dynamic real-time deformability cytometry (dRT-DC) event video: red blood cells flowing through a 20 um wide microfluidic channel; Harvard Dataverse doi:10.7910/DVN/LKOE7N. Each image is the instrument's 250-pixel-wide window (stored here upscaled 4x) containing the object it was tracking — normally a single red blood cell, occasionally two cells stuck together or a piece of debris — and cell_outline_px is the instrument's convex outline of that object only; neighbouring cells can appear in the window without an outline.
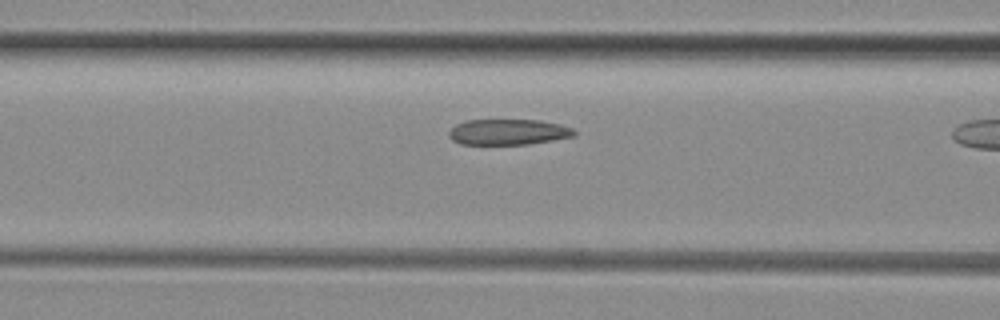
{"species": "common noctule bat (a hibernating species)", "species_latin": "Nyctalus noctula", "temperature_condition": "room temperature", "stored_images_in_passage": 10, "camera_frame_rate_fps": 3000, "um_per_image_px": 0.085, "animal": {"sex": "female", "body_mass_g": 29.2, "forearm_length_mm": 56.3}, "frame": {"image": 1, "passage_image": 9, "time_ms": 2.667, "image_size_px": [1000, 320], "cell_outline_px": [[576, 136], [528, 144], [460, 144], [452, 140], [448, 136], [448, 132], [456, 124], [464, 120], [540, 120], [560, 124], [572, 128], [576, 132]], "centroid_in_image_um": [43.19, 11.21], "position_along_channel_um": 123.4, "area_um2": 18.84}}